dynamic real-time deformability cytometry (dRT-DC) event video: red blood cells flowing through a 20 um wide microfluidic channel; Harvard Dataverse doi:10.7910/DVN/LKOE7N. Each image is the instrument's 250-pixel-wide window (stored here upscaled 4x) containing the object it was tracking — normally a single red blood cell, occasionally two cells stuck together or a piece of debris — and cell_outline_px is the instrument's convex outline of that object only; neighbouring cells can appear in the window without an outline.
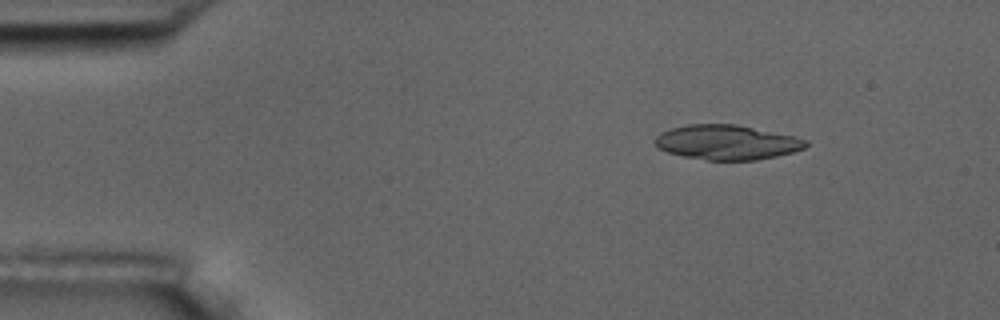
{"species": "common noctule bat (a hibernating species)", "species_latin": "Nyctalus noctula", "temperature_condition": "room temperature", "stored_images_in_passage": 10, "segment_of_instrument_passage": [1, 2], "camera_frame_rate_fps": 3000, "um_per_image_px": 0.085, "animal": {"sex": "male", "body_mass_g": 17.5, "forearm_length_mm": 52.3}, "frame": {"image": 1, "passage_image": 2, "time_ms": 0.333, "image_size_px": [1000, 320], "cell_outline_px": [[808, 144], [804, 148], [792, 152], [776, 156], [756, 160], [704, 160], [684, 156], [668, 152], [660, 148], [656, 144], [656, 136], [672, 128], [688, 124], [736, 124], [796, 136], [808, 140]], "centroid_in_image_um": [61.84, 12.09], "position_along_channel_um": 23.2, "area_um2": 30.35}}